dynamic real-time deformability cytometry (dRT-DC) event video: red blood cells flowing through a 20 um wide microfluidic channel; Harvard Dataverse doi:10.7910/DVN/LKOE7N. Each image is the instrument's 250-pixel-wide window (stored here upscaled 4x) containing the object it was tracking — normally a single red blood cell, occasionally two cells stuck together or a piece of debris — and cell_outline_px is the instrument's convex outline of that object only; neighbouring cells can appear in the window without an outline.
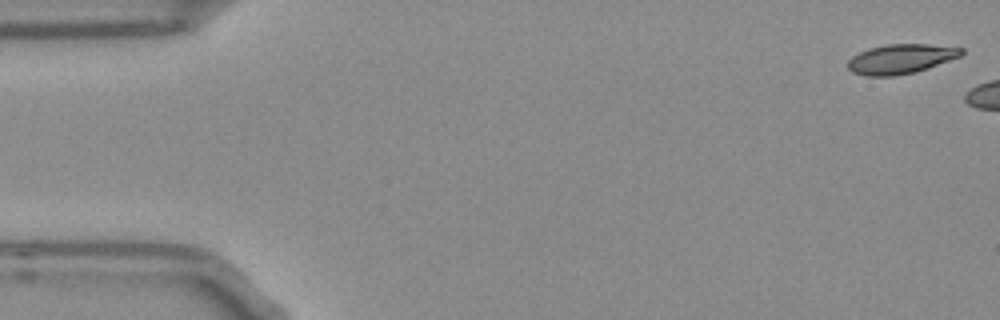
{"species": "Egyptian fruit bat (a non-hibernating species)", "species_latin": "Rousettus aegyptiacus", "temperature_condition": "room temperature", "stored_images_in_passage": 6, "camera_frame_rate_fps": 3000, "um_per_image_px": 0.085, "frame": {"image": 1, "passage_image": 1, "time_ms": 0.0, "image_size_px": [1000, 320], "cell_outline_px": [[964, 52], [960, 56], [928, 68], [916, 72], [896, 76], [868, 76], [852, 72], [848, 68], [848, 60], [852, 56], [868, 48], [888, 44], [928, 44], [964, 48]], "centroid_in_image_um": [76.56, 5.01], "position_along_channel_um": 8.4, "area_um2": 19.59}}